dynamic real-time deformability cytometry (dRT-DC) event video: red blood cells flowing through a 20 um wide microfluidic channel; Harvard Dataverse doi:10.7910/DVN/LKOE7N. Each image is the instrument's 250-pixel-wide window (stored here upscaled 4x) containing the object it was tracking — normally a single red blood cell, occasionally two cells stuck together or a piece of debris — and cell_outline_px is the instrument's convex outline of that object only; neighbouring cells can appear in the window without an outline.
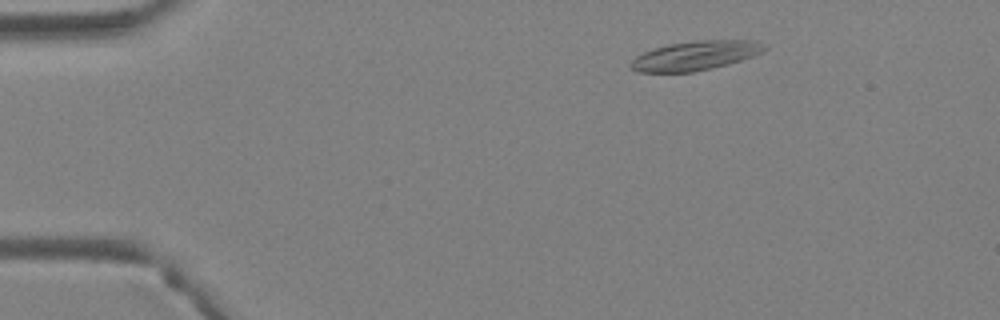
{"species": "Egyptian fruit bat (a non-hibernating species)", "species_latin": "Rousettus aegyptiacus", "temperature_condition": "warm", "stored_images_in_passage": 3, "camera_frame_rate_fps": 3000, "um_per_image_px": 0.085, "animal": {"sex": "female"}, "frame": {"image": 1, "passage_image": 1, "time_ms": 0.0, "image_size_px": [1000, 320], "cell_outline_px": [[768, 48], [764, 52], [728, 64], [712, 68], [692, 72], [640, 72], [632, 68], [628, 64], [636, 56], [644, 52], [668, 44], [696, 40], [756, 40], [768, 44]], "centroid_in_image_um": [59.16, 4.71], "position_along_channel_um": 25.8, "area_um2": 22.89}}
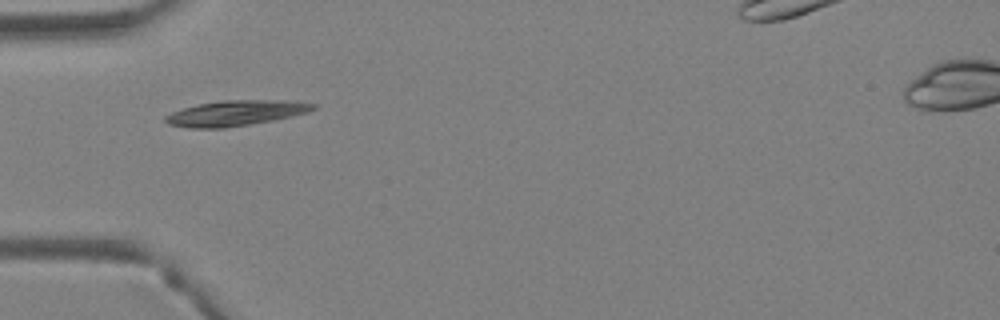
{"frame": {"image": 2, "passage_image": 3, "time_ms": 0.667, "image_size_px": [1000, 320], "cell_outline_px": [[316, 108], [308, 112], [272, 120], [224, 128], [188, 128], [168, 124], [164, 120], [164, 116], [172, 112], [184, 108], [200, 104], [220, 100], [284, 100], [316, 104]], "centroid_in_image_um": [20.0, 9.61], "position_along_channel_um": 65.0, "area_um2": 21.62}}